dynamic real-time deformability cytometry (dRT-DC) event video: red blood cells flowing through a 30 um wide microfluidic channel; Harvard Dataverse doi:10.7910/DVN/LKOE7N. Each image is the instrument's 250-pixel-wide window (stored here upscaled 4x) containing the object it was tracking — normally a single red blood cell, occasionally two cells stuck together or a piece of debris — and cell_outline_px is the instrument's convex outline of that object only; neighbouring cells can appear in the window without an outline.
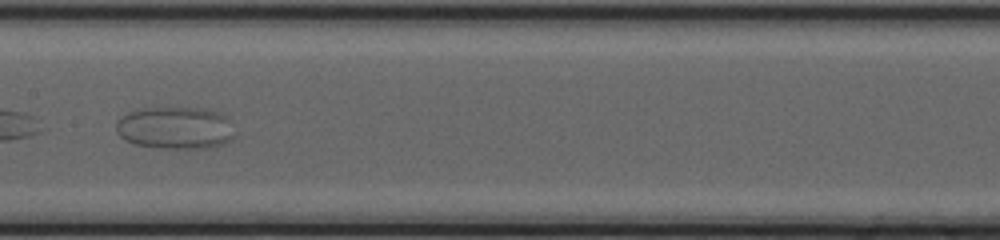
{"species": "common noctule bat (a hibernating species)", "species_latin": "Nyctalus noctula", "temperature_condition": "cold", "stored_images_in_passage": 31, "camera_frame_rate_fps": 3000, "um_per_image_px": 0.085, "animal": {"sex": "female", "body_mass_g": 20.0, "forearm_length_mm": 54.0}, "frame": {"image": 1, "passage_image": 22, "time_ms": 7.0, "image_size_px": [1000, 240], "cell_outline_px": [[236, 136], [232, 140], [224, 144], [212, 148], [160, 148], [136, 144], [124, 140], [116, 132], [116, 120], [128, 112], [136, 108], [204, 108], [220, 112], [228, 120]], "centroid_in_image_um": [14.9, 10.87], "position_along_channel_um": 192.5, "area_um2": 29.65}}